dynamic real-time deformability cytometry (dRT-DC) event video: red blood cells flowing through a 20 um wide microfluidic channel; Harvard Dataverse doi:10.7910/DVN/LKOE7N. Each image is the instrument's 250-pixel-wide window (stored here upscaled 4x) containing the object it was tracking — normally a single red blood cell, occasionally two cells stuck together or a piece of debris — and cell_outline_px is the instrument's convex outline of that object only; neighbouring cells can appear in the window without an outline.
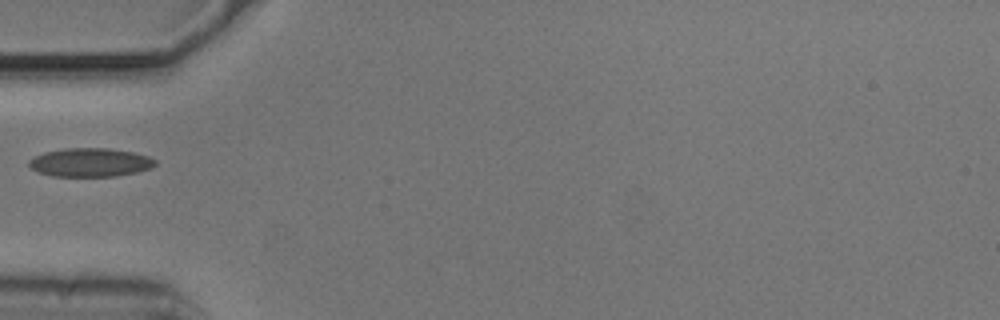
{"species": "common noctule bat (a hibernating species)", "species_latin": "Nyctalus noctula", "temperature_condition": "cold", "stored_images_in_passage": 31, "camera_frame_rate_fps": 3000, "um_per_image_px": 0.085, "animal": {"sex": "male", "body_mass_g": 20.5, "forearm_length_mm": 52.5}, "frame": {"image": 1, "passage_image": 1, "time_ms": 0.0, "image_size_px": [1000, 320], "cell_outline_px": [[156, 164], [152, 168], [136, 172], [116, 176], [52, 176], [40, 172], [32, 168], [28, 164], [28, 160], [44, 152], [64, 148], [108, 148], [132, 152], [148, 156], [156, 160]], "centroid_in_image_um": [7.68, 13.8], "position_along_channel_um": 77.3, "area_um2": 20.98}}
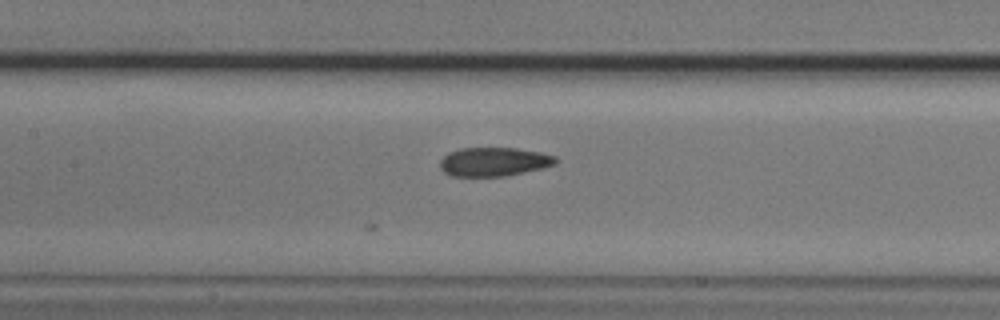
{"frame": {"image": 2, "passage_image": 8, "time_ms": 2.333, "image_size_px": [1000, 320], "cell_outline_px": [[556, 164], [540, 168], [504, 176], [452, 176], [444, 172], [440, 168], [440, 160], [448, 152], [460, 148], [516, 148], [540, 152], [556, 156]], "centroid_in_image_um": [41.94, 13.74], "position_along_channel_um": 165.5, "area_um2": 19.31}}
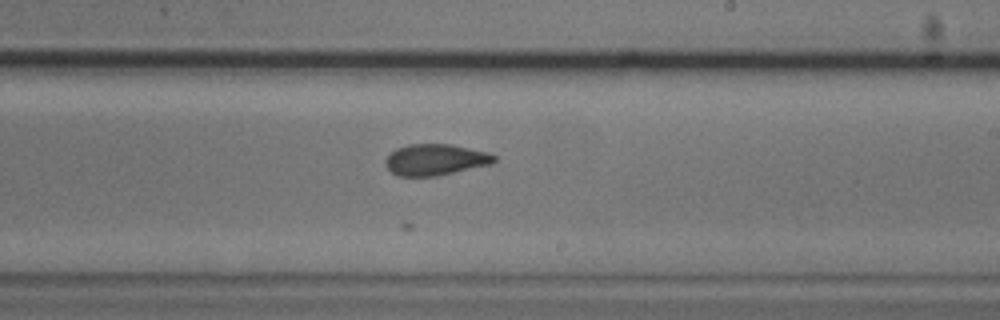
{"frame": {"image": 3, "passage_image": 15, "time_ms": 4.667, "image_size_px": [1000, 320], "cell_outline_px": [[496, 160], [492, 164], [436, 176], [400, 176], [392, 172], [384, 164], [384, 160], [396, 148], [408, 144], [452, 144], [488, 152], [496, 156]], "centroid_in_image_um": [37.02, 13.57], "position_along_channel_um": 252.0, "area_um2": 19.83}}